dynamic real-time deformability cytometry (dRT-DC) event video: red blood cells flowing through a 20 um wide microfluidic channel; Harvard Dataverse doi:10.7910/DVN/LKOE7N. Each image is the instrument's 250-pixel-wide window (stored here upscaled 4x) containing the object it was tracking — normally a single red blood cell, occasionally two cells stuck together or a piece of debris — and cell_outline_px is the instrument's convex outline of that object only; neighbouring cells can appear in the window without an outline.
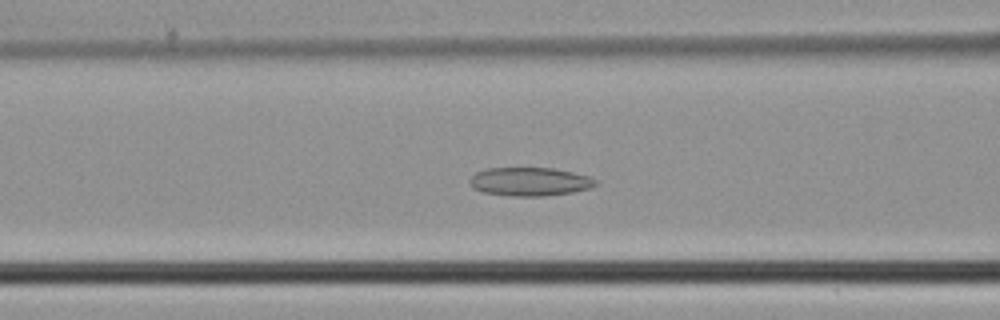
{"species": "common noctule bat (a hibernating species)", "species_latin": "Nyctalus noctula", "temperature_condition": "cold", "stored_images_in_passage": 46, "camera_frame_rate_fps": 3000, "um_per_image_px": 0.085, "animal": {"sex": "male", "body_mass_g": 21.5, "forearm_length_mm": 52.0}, "frame": {"image": 1, "passage_image": 17, "time_ms": 5.333, "image_size_px": [1000, 320], "cell_outline_px": [[600, 184], [592, 188], [572, 192], [544, 196], [512, 196], [484, 192], [472, 188], [468, 180], [476, 172], [488, 168], [552, 168], [572, 172], [588, 176], [596, 180]], "centroid_in_image_um": [45.05, 15.44], "position_along_channel_um": 121.6, "area_um2": 20.98}}
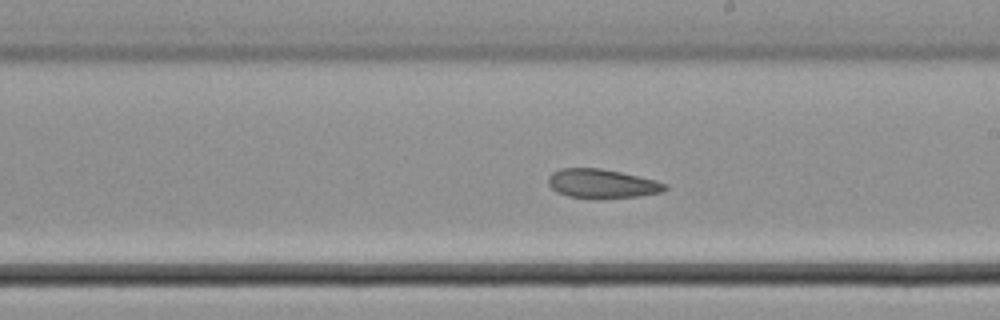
{"frame": {"image": 2, "passage_image": 25, "time_ms": 8.0, "image_size_px": [1000, 320], "cell_outline_px": [[668, 188], [660, 192], [640, 196], [568, 196], [556, 192], [548, 184], [548, 176], [552, 172], [560, 168], [600, 168], [620, 172], [656, 180], [668, 184]], "centroid_in_image_um": [51.16, 15.57], "position_along_channel_um": 237.8, "area_um2": 19.13}}
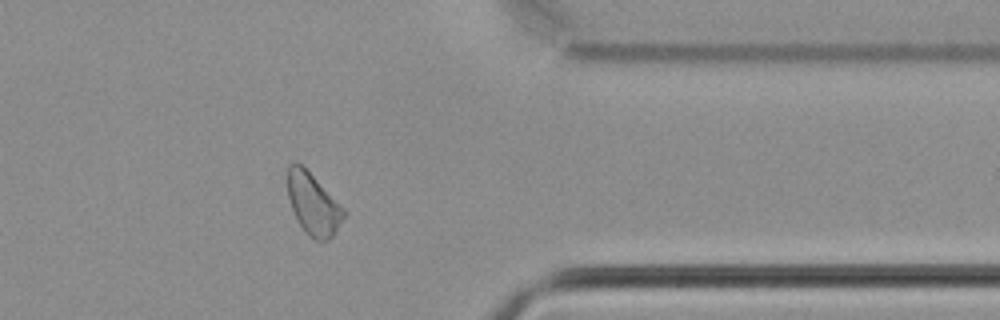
{"frame": {"image": 3, "passage_image": 36, "time_ms": 11.667, "image_size_px": [1000, 320], "cell_outline_px": [[348, 212], [332, 236], [328, 240], [316, 240], [308, 236], [304, 232], [292, 208], [288, 196], [288, 164], [296, 160]], "centroid_in_image_um": [26.62, 17.36], "position_along_channel_um": 384.8, "area_um2": 19.77}}